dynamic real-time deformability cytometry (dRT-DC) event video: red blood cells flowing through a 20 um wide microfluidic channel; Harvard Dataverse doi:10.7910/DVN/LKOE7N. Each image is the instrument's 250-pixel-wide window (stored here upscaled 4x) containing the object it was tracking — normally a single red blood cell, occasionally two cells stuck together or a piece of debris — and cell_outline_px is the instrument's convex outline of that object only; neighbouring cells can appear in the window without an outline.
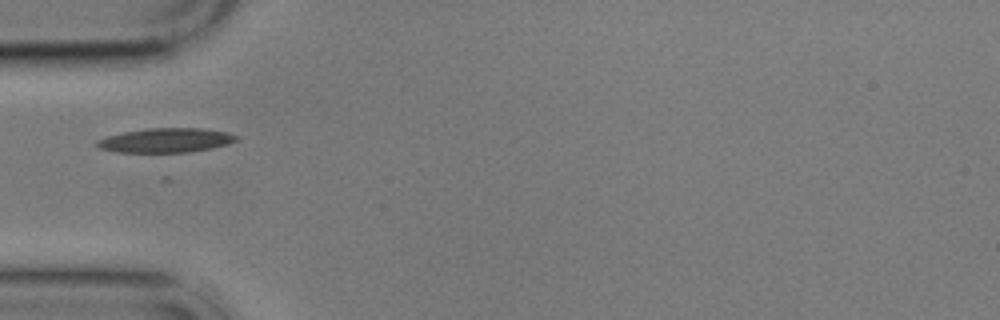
{"species": "common noctule bat (a hibernating species)", "species_latin": "Nyctalus noctula", "temperature_condition": "cold", "stored_images_in_passage": 10, "camera_frame_rate_fps": 3000, "um_per_image_px": 0.085, "animal": {"sex": "male", "body_mass_g": 17.9}, "frame": {"image": 1, "passage_image": 4, "time_ms": 4.333, "image_size_px": [1000, 320], "cell_outline_px": [[240, 136], [236, 140], [228, 144], [212, 148], [188, 152], [116, 152], [100, 148], [96, 144], [96, 140], [108, 136], [124, 132], [148, 128], [204, 128], [228, 132]], "centroid_in_image_um": [14.13, 11.92], "position_along_channel_um": 70.9, "area_um2": 19.77}}
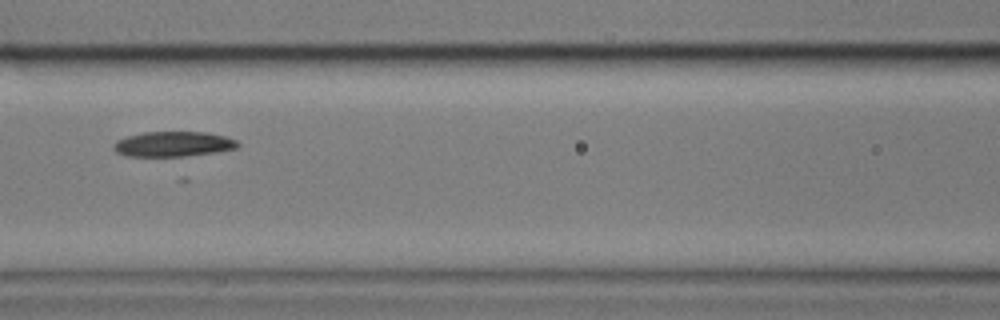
{"frame": {"image": 2, "passage_image": 6, "time_ms": 6.667, "image_size_px": [1000, 320], "cell_outline_px": [[240, 144], [236, 148], [216, 152], [184, 156], [128, 156], [116, 152], [112, 148], [112, 144], [116, 140], [128, 136], [144, 132], [208, 132], [224, 136], [236, 140]], "centroid_in_image_um": [14.7, 12.24], "position_along_channel_um": 151.9, "area_um2": 18.15}}
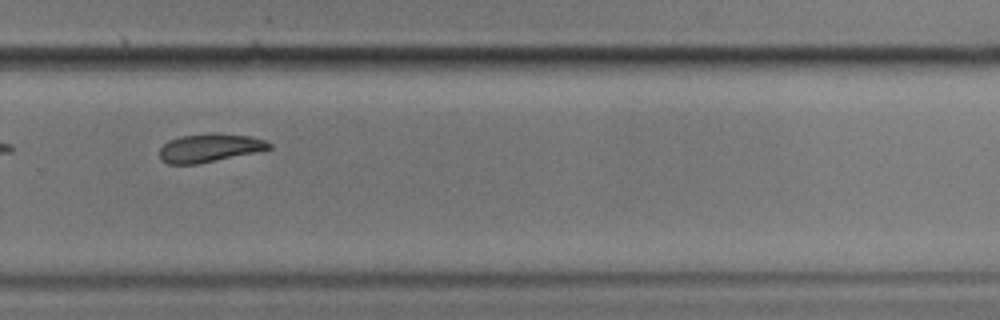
{"frame": {"image": 3, "passage_image": 10, "time_ms": 11.333, "image_size_px": [1000, 320], "cell_outline_px": [[272, 148], [264, 152], [196, 164], [168, 164], [160, 160], [160, 148], [168, 140], [180, 136], [248, 136], [264, 140], [272, 144]], "centroid_in_image_um": [17.84, 12.64], "position_along_channel_um": 312.0, "area_um2": 17.57}}